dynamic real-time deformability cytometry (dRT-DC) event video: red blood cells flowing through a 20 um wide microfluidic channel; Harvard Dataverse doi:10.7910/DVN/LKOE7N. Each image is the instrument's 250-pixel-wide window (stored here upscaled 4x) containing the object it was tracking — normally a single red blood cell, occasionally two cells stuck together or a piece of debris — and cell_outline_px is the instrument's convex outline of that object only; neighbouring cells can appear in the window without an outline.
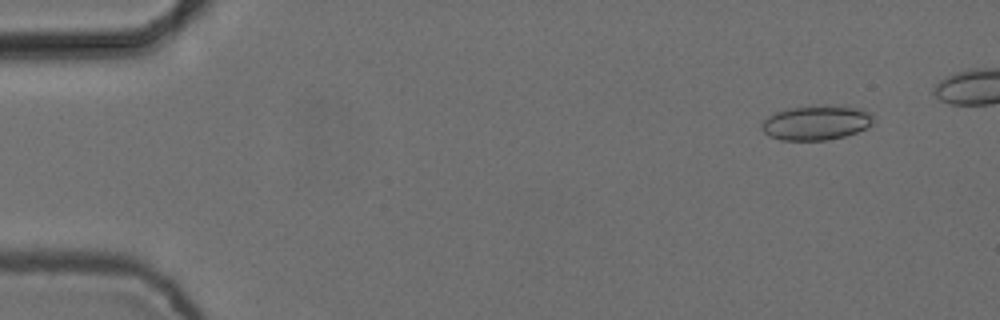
{"species": "common noctule bat (a hibernating species)", "species_latin": "Nyctalus noctula", "temperature_condition": "cold", "stored_images_in_passage": 7, "camera_frame_rate_fps": 3000, "um_per_image_px": 0.085, "animal": {"sex": "female", "body_mass_g": 24.6, "forearm_length_mm": 56.2}, "frame": {"image": 1, "passage_image": 2, "time_ms": 0.333, "image_size_px": [1000, 320], "cell_outline_px": [[876, 120], [868, 128], [844, 136], [828, 140], [780, 140], [768, 136], [760, 128], [760, 124], [768, 116], [776, 112], [788, 108], [864, 108], [872, 112], [876, 116]], "centroid_in_image_um": [69.41, 10.47], "position_along_channel_um": 15.6, "area_um2": 22.14}}